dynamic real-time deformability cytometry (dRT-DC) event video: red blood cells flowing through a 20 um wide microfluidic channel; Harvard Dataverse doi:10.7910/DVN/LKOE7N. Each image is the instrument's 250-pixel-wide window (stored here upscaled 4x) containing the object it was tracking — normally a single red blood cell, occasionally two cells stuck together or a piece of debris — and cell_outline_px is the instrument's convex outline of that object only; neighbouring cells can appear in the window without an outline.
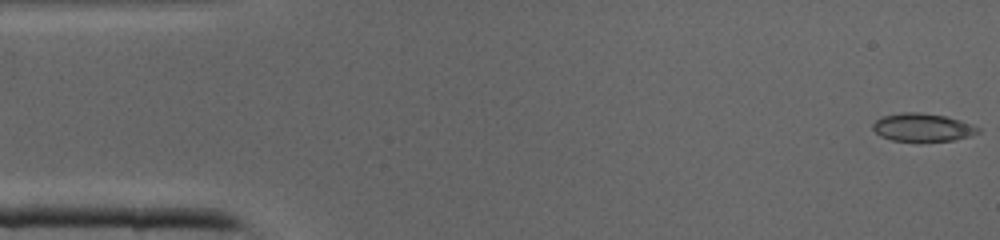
{"species": "common noctule bat (a hibernating species)", "species_latin": "Nyctalus noctula", "temperature_condition": "cold", "stored_images_in_passage": 41, "camera_frame_rate_fps": 3000, "um_per_image_px": 0.085, "animal": {"sex": "male", "body_mass_g": 19.0, "forearm_length_mm": 50.8}, "frame": {"image": 1, "passage_image": 1, "time_ms": 0.0, "image_size_px": [1000, 240], "cell_outline_px": [[980, 132], [968, 136], [952, 140], [892, 140], [880, 136], [872, 128], [872, 124], [880, 116], [900, 112], [920, 112], [944, 116], [960, 120], [972, 124], [980, 128]], "centroid_in_image_um": [78.38, 10.8], "position_along_channel_um": 6.6, "area_um2": 16.99}}
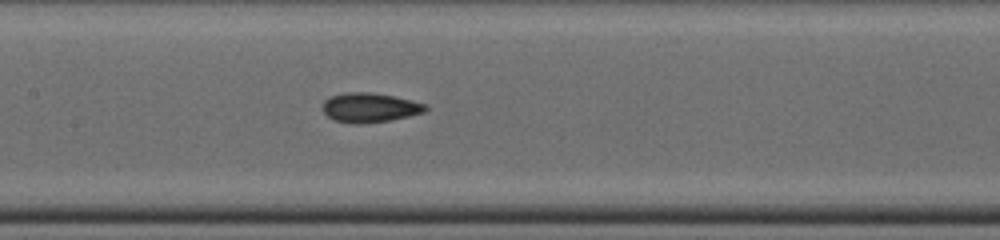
{"frame": {"image": 2, "passage_image": 19, "time_ms": 6.0, "image_size_px": [1000, 240], "cell_outline_px": [[428, 108], [424, 112], [408, 116], [388, 120], [336, 120], [328, 116], [324, 112], [324, 100], [328, 96], [344, 92], [368, 92], [392, 96], [412, 100], [424, 104]], "centroid_in_image_um": [31.44, 9.07], "position_along_channel_um": 176.0, "area_um2": 16.59}}
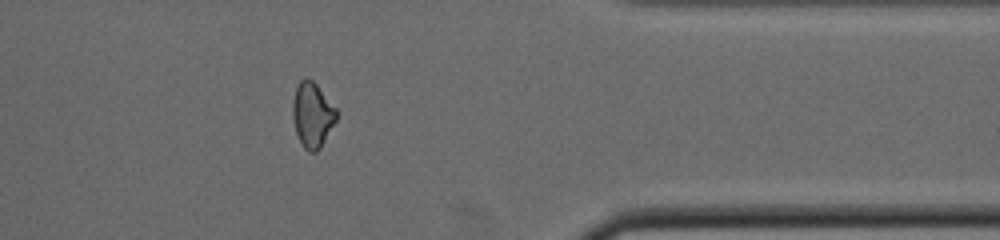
{"frame": {"image": 3, "passage_image": 33, "time_ms": 10.667, "image_size_px": [1000, 240], "cell_outline_px": [[336, 120], [320, 148], [316, 152], [308, 152], [304, 148], [296, 132], [292, 116], [292, 104], [296, 88], [300, 80], [308, 76], [316, 84], [336, 108]], "centroid_in_image_um": [26.53, 9.75], "position_along_channel_um": 384.9, "area_um2": 16.42}}